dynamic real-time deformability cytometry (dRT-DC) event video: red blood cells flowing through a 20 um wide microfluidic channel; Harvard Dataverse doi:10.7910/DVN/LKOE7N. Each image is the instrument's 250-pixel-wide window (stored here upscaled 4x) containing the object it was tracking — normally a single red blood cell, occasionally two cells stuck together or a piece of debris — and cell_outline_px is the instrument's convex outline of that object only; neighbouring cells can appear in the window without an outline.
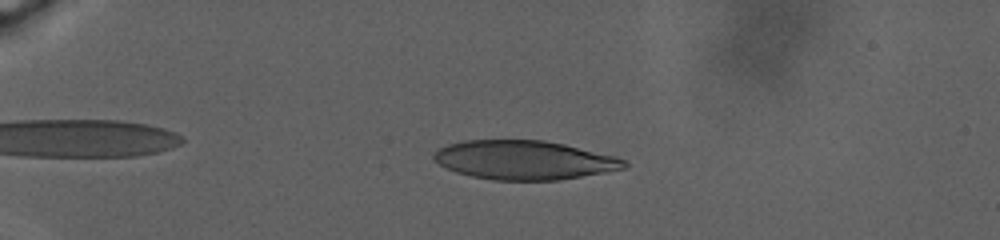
{"species": "human", "species_latin": "Homo sapiens", "temperature_condition": "warm", "stored_images_in_passage": 69, "camera_frame_rate_fps": 3000, "um_per_image_px": 0.085, "donor": {"sex": "male"}, "frame": {"image": 1, "passage_image": 18, "time_ms": 6.667, "image_size_px": [1000, 240], "cell_outline_px": [[628, 168], [560, 180], [492, 180], [472, 176], [456, 172], [440, 164], [432, 156], [440, 148], [448, 144], [464, 140], [544, 140], [564, 144], [612, 156], [624, 160], [628, 164]], "centroid_in_image_um": [44.56, 13.61], "position_along_channel_um": 40.4, "area_um2": 42.95}}
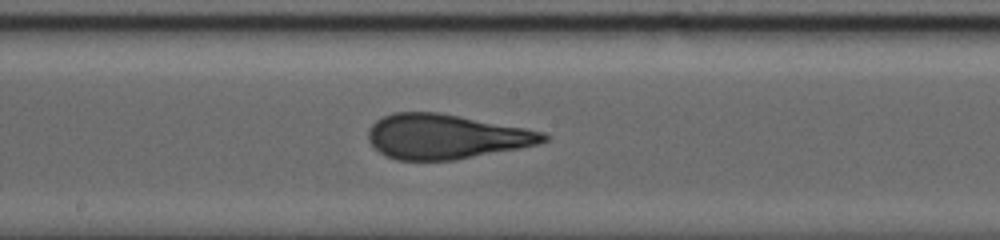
{"frame": {"image": 2, "passage_image": 43, "time_ms": 16.667, "image_size_px": [1000, 240], "cell_outline_px": [[548, 140], [540, 144], [520, 148], [456, 160], [396, 160], [384, 156], [368, 140], [368, 128], [376, 120], [392, 112], [440, 112], [524, 128], [544, 132], [548, 136]], "centroid_in_image_um": [37.88, 11.61], "position_along_channel_um": 210.3, "area_um2": 45.78}}
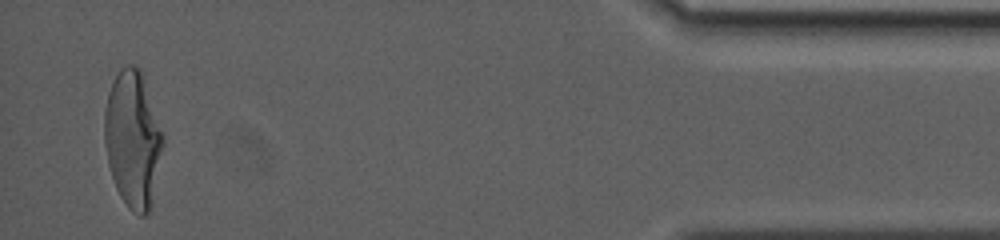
{"frame": {"image": 3, "passage_image": 69, "time_ms": 28.0, "image_size_px": [1000, 240], "cell_outline_px": [[164, 144], [152, 204], [148, 212], [144, 216], [140, 216], [132, 212], [128, 208], [120, 196], [116, 188], [108, 164], [104, 140], [104, 108], [108, 92], [116, 76], [128, 64], [136, 64], [140, 68], [144, 76], [164, 136]], "centroid_in_image_um": [11.3, 11.84], "position_along_channel_um": 423.9, "area_um2": 46.93}, "authors_computed_cell_mechanics": {"area_um2": 44.795, "velocity_mm_per_s": 2.416, "shape_relaxation_time_tau1_ms": null, "shape_relaxation_time_tau2_ms": 1.4613, "deformation_change_tau1": null, "deformation_change_tau2": 0.0996}}